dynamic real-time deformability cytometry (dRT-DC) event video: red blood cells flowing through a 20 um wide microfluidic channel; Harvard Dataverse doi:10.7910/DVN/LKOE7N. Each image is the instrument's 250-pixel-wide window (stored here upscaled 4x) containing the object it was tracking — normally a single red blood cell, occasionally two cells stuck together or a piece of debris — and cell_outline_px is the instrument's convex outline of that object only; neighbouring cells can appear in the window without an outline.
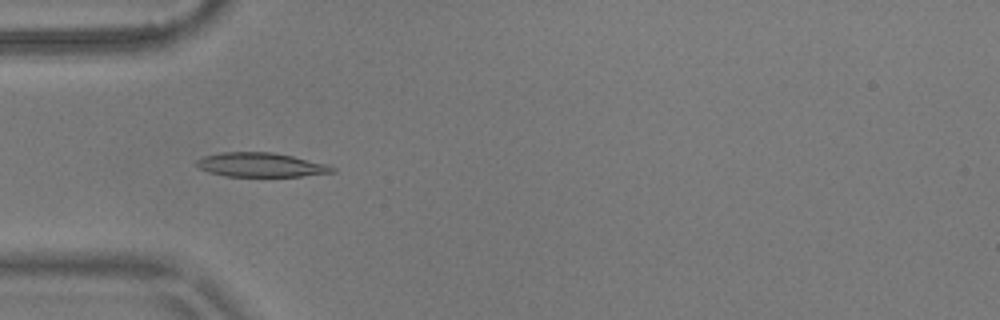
{"species": "common noctule bat (a hibernating species)", "species_latin": "Nyctalus noctula", "temperature_condition": "warm", "stored_images_in_passage": 5, "camera_frame_rate_fps": 3000, "um_per_image_px": 0.085, "animal": {"sex": "male", "body_mass_g": 17.9}, "frame": {"image": 1, "passage_image": 4, "time_ms": 1.0, "image_size_px": [1000, 320], "cell_outline_px": [[336, 172], [300, 176], [224, 176], [208, 172], [200, 168], [196, 164], [196, 160], [204, 156], [220, 152], [272, 152], [292, 156], [328, 164], [336, 168]], "centroid_in_image_um": [22.18, 14.01], "position_along_channel_um": 62.8, "area_um2": 19.13}}